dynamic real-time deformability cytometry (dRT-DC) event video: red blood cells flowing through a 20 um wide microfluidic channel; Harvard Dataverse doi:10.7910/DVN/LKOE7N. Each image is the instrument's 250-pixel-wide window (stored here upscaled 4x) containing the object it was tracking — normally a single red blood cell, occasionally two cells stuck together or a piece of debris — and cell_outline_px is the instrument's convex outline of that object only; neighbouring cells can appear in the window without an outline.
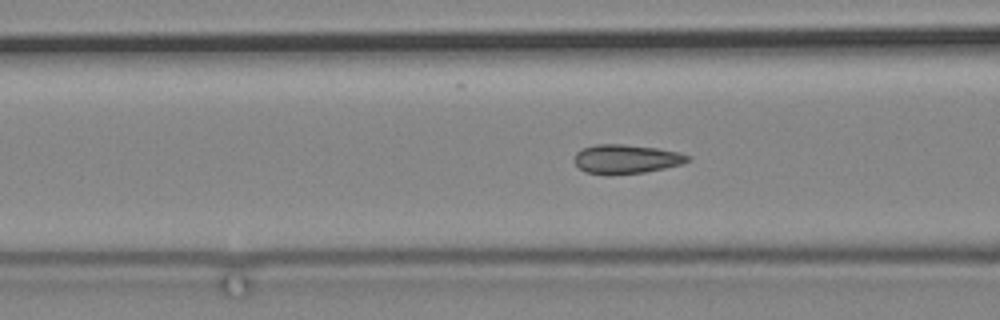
{"species": "common noctule bat (a hibernating species)", "species_latin": "Nyctalus noctula", "temperature_condition": "cold", "stored_images_in_passage": 35, "camera_frame_rate_fps": 3000, "um_per_image_px": 0.085, "animal": {"sex": "male", "body_mass_g": 19.2, "forearm_length_mm": 51.8}, "frame": {"image": 1, "passage_image": 8, "time_ms": 2.333, "image_size_px": [1000, 320], "cell_outline_px": [[692, 156], [688, 160], [680, 164], [664, 168], [644, 172], [588, 172], [580, 168], [572, 160], [576, 152], [584, 148], [596, 144], [624, 144], [656, 148], [680, 152]], "centroid_in_image_um": [53.24, 13.47], "position_along_channel_um": 113.4, "area_um2": 18.5}}
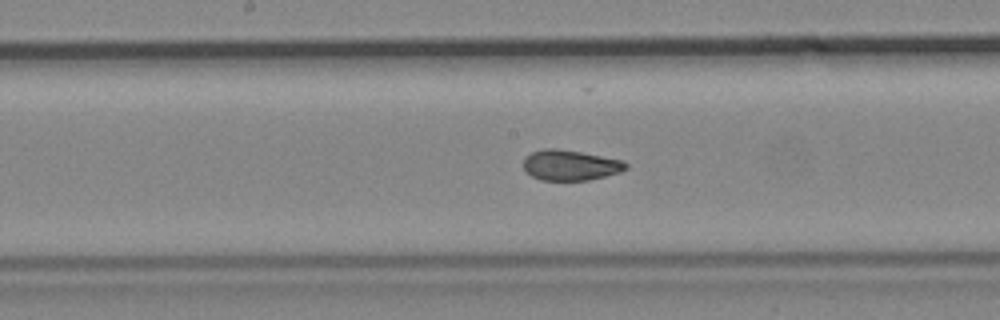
{"frame": {"image": 2, "passage_image": 16, "time_ms": 5.0, "image_size_px": [1000, 320], "cell_outline_px": [[628, 168], [620, 172], [588, 180], [540, 180], [532, 176], [524, 168], [524, 156], [532, 152], [544, 148], [556, 148], [580, 152], [624, 160], [628, 164]], "centroid_in_image_um": [48.48, 14.03], "position_along_channel_um": 199.7, "area_um2": 18.15}}
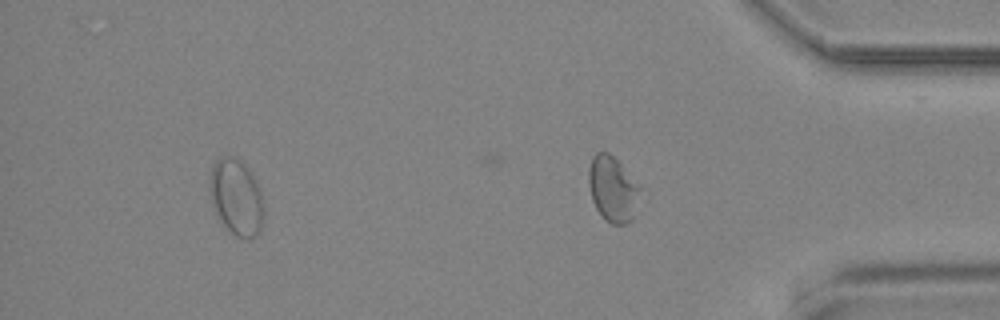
{"frame": {"image": 3, "passage_image": 34, "time_ms": 11.0, "image_size_px": [1000, 320], "cell_outline_px": [[264, 216], [260, 228], [256, 236], [248, 240], [236, 236], [228, 232], [216, 216], [212, 204], [208, 188], [208, 180], [212, 164], [220, 156], [232, 156], [240, 160], [252, 172], [260, 188], [264, 204]], "centroid_in_image_um": [20.07, 16.77], "position_along_channel_um": 415.1, "area_um2": 24.85}}